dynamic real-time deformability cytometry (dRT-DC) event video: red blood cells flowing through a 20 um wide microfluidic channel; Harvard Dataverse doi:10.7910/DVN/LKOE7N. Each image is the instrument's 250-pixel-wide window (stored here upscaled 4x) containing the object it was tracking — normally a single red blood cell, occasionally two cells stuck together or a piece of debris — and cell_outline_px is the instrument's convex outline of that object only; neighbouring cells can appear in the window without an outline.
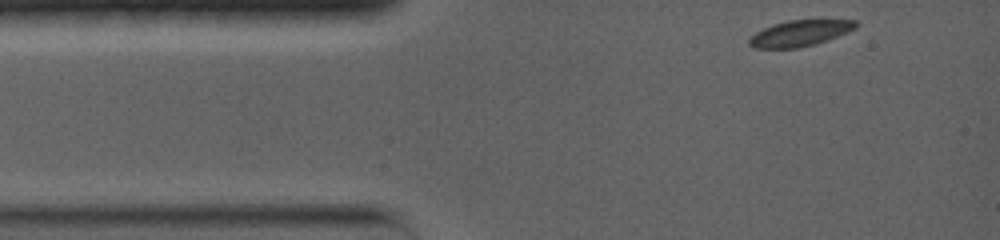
{"species": "common noctule bat (a hibernating species)", "species_latin": "Nyctalus noctula", "temperature_condition": "warm", "stored_images_in_passage": 63, "camera_frame_rate_fps": 5000, "um_per_image_px": 0.085, "animal": {"sex": "female", "body_mass_g": 19.0, "forearm_length_mm": 56.7}, "frame": {"image": 1, "passage_image": 1, "time_ms": 0.0, "image_size_px": [1000, 240], "cell_outline_px": [[856, 28], [848, 32], [816, 44], [800, 48], [752, 48], [748, 44], [748, 40], [756, 32], [772, 24], [788, 20], [856, 20]], "centroid_in_image_um": [67.96, 2.83], "position_along_channel_um": 17.0, "area_um2": 16.13}}
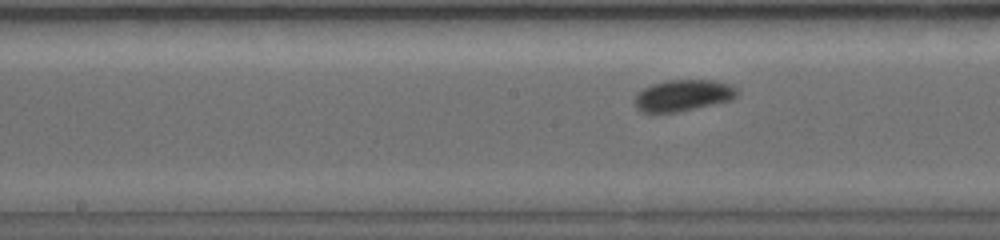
{"frame": {"image": 2, "passage_image": 30, "time_ms": 5.8, "image_size_px": [1000, 240], "cell_outline_px": [[740, 92], [732, 100], [676, 112], [640, 112], [636, 108], [636, 96], [644, 88], [652, 84], [664, 80], [716, 80], [732, 84]], "centroid_in_image_um": [58.11, 8.09], "position_along_channel_um": 190.1, "area_um2": 18.73}}
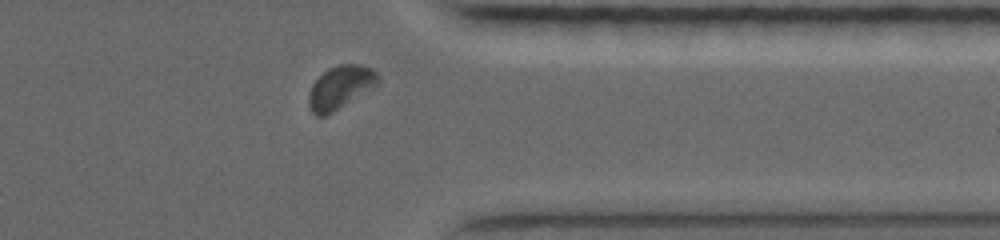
{"frame": {"image": 3, "passage_image": 56, "time_ms": 11.0, "image_size_px": [1000, 240], "cell_outline_px": [[380, 84], [332, 112], [324, 116], [316, 116], [312, 112], [308, 104], [308, 96], [312, 84], [328, 68], [340, 64], [360, 64], [372, 68], [380, 76]], "centroid_in_image_um": [28.96, 7.41], "position_along_channel_um": 382.4, "area_um2": 17.46}, "authors_computed_cell_mechanics": {"area_um2": 16.9354, "velocity_mm_per_s": 3.7639, "shape_relaxation_time_tau1_ms": 1.608, "shape_relaxation_time_tau2_ms": 4.2465, "deformation_change_tau1": 0.0804, "deformation_change_tau2": 0.0546}}